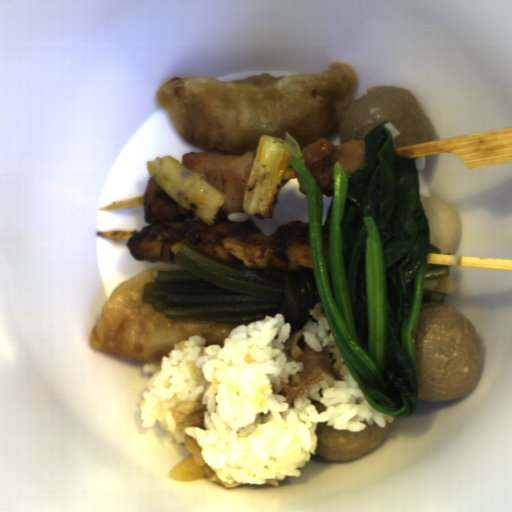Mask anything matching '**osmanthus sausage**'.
I'll list each match as a JSON object with an SVG mask.
<instances>
[{"label":"osmanthus sausage","mask_w":512,"mask_h":512,"mask_svg":"<svg viewBox=\"0 0 512 512\" xmlns=\"http://www.w3.org/2000/svg\"><path fill=\"white\" fill-rule=\"evenodd\" d=\"M456 287L457 285L451 275H447V277L424 281L423 284V290H427L444 296L454 293Z\"/></svg>","instance_id":"osmanthus-sausage-1"}]
</instances>
